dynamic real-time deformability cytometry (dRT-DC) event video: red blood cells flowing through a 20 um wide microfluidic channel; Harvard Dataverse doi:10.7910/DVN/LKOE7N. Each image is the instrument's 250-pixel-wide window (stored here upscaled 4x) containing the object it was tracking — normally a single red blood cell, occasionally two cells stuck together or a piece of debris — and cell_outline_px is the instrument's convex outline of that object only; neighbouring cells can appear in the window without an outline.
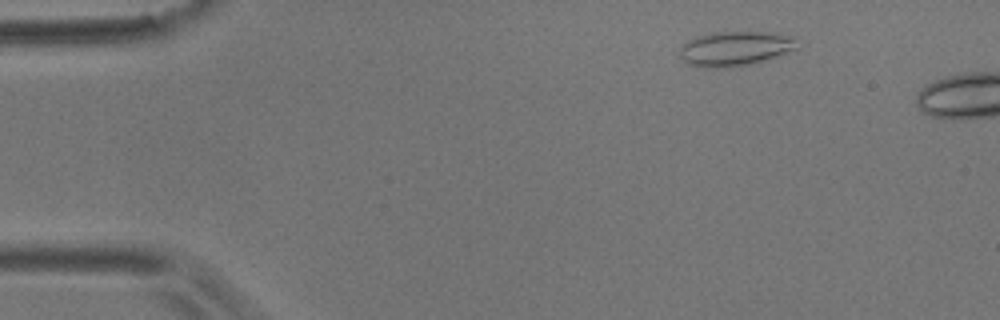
{"species": "common noctule bat (a hibernating species)", "species_latin": "Nyctalus noctula", "temperature_condition": "room temperature", "stored_images_in_passage": 3, "camera_frame_rate_fps": 3000, "um_per_image_px": 0.085, "animal": {"sex": "male", "body_mass_g": 17.9}, "frame": {"image": 1, "passage_image": 2, "time_ms": 0.333, "image_size_px": [1000, 320], "cell_outline_px": [[800, 48], [764, 60], [732, 68], [700, 68], [688, 64], [680, 56], [680, 48], [688, 40], [696, 36], [712, 32], [764, 32], [800, 36]], "centroid_in_image_um": [62.55, 4.12], "position_along_channel_um": 22.5, "area_um2": 24.22}}